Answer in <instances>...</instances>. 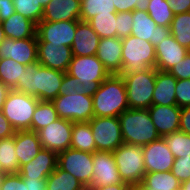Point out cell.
Returning <instances> with one entry per match:
<instances>
[{"mask_svg": "<svg viewBox=\"0 0 190 190\" xmlns=\"http://www.w3.org/2000/svg\"><path fill=\"white\" fill-rule=\"evenodd\" d=\"M73 122L59 118L37 132L43 149L56 152L70 148Z\"/></svg>", "mask_w": 190, "mask_h": 190, "instance_id": "7c38bea8", "label": "cell"}, {"mask_svg": "<svg viewBox=\"0 0 190 190\" xmlns=\"http://www.w3.org/2000/svg\"><path fill=\"white\" fill-rule=\"evenodd\" d=\"M179 131L190 135V107L181 108Z\"/></svg>", "mask_w": 190, "mask_h": 190, "instance_id": "f907efd6", "label": "cell"}, {"mask_svg": "<svg viewBox=\"0 0 190 190\" xmlns=\"http://www.w3.org/2000/svg\"><path fill=\"white\" fill-rule=\"evenodd\" d=\"M51 0H37V2L45 8V6L50 2Z\"/></svg>", "mask_w": 190, "mask_h": 190, "instance_id": "680465c9", "label": "cell"}, {"mask_svg": "<svg viewBox=\"0 0 190 190\" xmlns=\"http://www.w3.org/2000/svg\"><path fill=\"white\" fill-rule=\"evenodd\" d=\"M123 142L144 146L160 138L147 109H127L119 115Z\"/></svg>", "mask_w": 190, "mask_h": 190, "instance_id": "3957f363", "label": "cell"}, {"mask_svg": "<svg viewBox=\"0 0 190 190\" xmlns=\"http://www.w3.org/2000/svg\"><path fill=\"white\" fill-rule=\"evenodd\" d=\"M1 25L6 38L15 40L37 38V25L20 13L15 12L8 19L1 21Z\"/></svg>", "mask_w": 190, "mask_h": 190, "instance_id": "4316f807", "label": "cell"}, {"mask_svg": "<svg viewBox=\"0 0 190 190\" xmlns=\"http://www.w3.org/2000/svg\"><path fill=\"white\" fill-rule=\"evenodd\" d=\"M66 73L78 78L84 87V94L89 96H92L110 75L96 55L73 56Z\"/></svg>", "mask_w": 190, "mask_h": 190, "instance_id": "8992f818", "label": "cell"}, {"mask_svg": "<svg viewBox=\"0 0 190 190\" xmlns=\"http://www.w3.org/2000/svg\"><path fill=\"white\" fill-rule=\"evenodd\" d=\"M80 0H51L44 8L41 22L80 21Z\"/></svg>", "mask_w": 190, "mask_h": 190, "instance_id": "603a6c76", "label": "cell"}, {"mask_svg": "<svg viewBox=\"0 0 190 190\" xmlns=\"http://www.w3.org/2000/svg\"><path fill=\"white\" fill-rule=\"evenodd\" d=\"M117 14H98L88 23L100 38L117 37Z\"/></svg>", "mask_w": 190, "mask_h": 190, "instance_id": "e575fe53", "label": "cell"}, {"mask_svg": "<svg viewBox=\"0 0 190 190\" xmlns=\"http://www.w3.org/2000/svg\"><path fill=\"white\" fill-rule=\"evenodd\" d=\"M142 147L146 173L171 171L175 158L162 137Z\"/></svg>", "mask_w": 190, "mask_h": 190, "instance_id": "e0dca14e", "label": "cell"}, {"mask_svg": "<svg viewBox=\"0 0 190 190\" xmlns=\"http://www.w3.org/2000/svg\"><path fill=\"white\" fill-rule=\"evenodd\" d=\"M177 80L190 79V53L185 55V58L178 64L168 70Z\"/></svg>", "mask_w": 190, "mask_h": 190, "instance_id": "bcb514c9", "label": "cell"}, {"mask_svg": "<svg viewBox=\"0 0 190 190\" xmlns=\"http://www.w3.org/2000/svg\"><path fill=\"white\" fill-rule=\"evenodd\" d=\"M122 182L113 153L95 151L93 153V179L89 187H104Z\"/></svg>", "mask_w": 190, "mask_h": 190, "instance_id": "5bb4252c", "label": "cell"}, {"mask_svg": "<svg viewBox=\"0 0 190 190\" xmlns=\"http://www.w3.org/2000/svg\"><path fill=\"white\" fill-rule=\"evenodd\" d=\"M156 73V68H147L128 76H121L126 87L129 109H148L152 106Z\"/></svg>", "mask_w": 190, "mask_h": 190, "instance_id": "5b68a950", "label": "cell"}, {"mask_svg": "<svg viewBox=\"0 0 190 190\" xmlns=\"http://www.w3.org/2000/svg\"><path fill=\"white\" fill-rule=\"evenodd\" d=\"M41 149L36 132L29 130L15 132V153L20 167L34 159Z\"/></svg>", "mask_w": 190, "mask_h": 190, "instance_id": "d4e9b609", "label": "cell"}, {"mask_svg": "<svg viewBox=\"0 0 190 190\" xmlns=\"http://www.w3.org/2000/svg\"><path fill=\"white\" fill-rule=\"evenodd\" d=\"M98 14H117L113 0H81V21L88 22Z\"/></svg>", "mask_w": 190, "mask_h": 190, "instance_id": "d6a6232c", "label": "cell"}, {"mask_svg": "<svg viewBox=\"0 0 190 190\" xmlns=\"http://www.w3.org/2000/svg\"><path fill=\"white\" fill-rule=\"evenodd\" d=\"M0 164L5 174L19 173V161L15 153V135L0 139Z\"/></svg>", "mask_w": 190, "mask_h": 190, "instance_id": "1f68e13d", "label": "cell"}, {"mask_svg": "<svg viewBox=\"0 0 190 190\" xmlns=\"http://www.w3.org/2000/svg\"><path fill=\"white\" fill-rule=\"evenodd\" d=\"M174 158L190 157V135L177 131L162 136Z\"/></svg>", "mask_w": 190, "mask_h": 190, "instance_id": "74e56055", "label": "cell"}, {"mask_svg": "<svg viewBox=\"0 0 190 190\" xmlns=\"http://www.w3.org/2000/svg\"><path fill=\"white\" fill-rule=\"evenodd\" d=\"M47 190H87V188L72 174L63 171L58 166L46 179Z\"/></svg>", "mask_w": 190, "mask_h": 190, "instance_id": "f546056e", "label": "cell"}, {"mask_svg": "<svg viewBox=\"0 0 190 190\" xmlns=\"http://www.w3.org/2000/svg\"><path fill=\"white\" fill-rule=\"evenodd\" d=\"M70 148L84 152L97 151L89 122H73Z\"/></svg>", "mask_w": 190, "mask_h": 190, "instance_id": "83f0119b", "label": "cell"}, {"mask_svg": "<svg viewBox=\"0 0 190 190\" xmlns=\"http://www.w3.org/2000/svg\"><path fill=\"white\" fill-rule=\"evenodd\" d=\"M58 154L51 150L41 149L34 159L19 169L22 178L47 179L57 167Z\"/></svg>", "mask_w": 190, "mask_h": 190, "instance_id": "ffe728a7", "label": "cell"}, {"mask_svg": "<svg viewBox=\"0 0 190 190\" xmlns=\"http://www.w3.org/2000/svg\"><path fill=\"white\" fill-rule=\"evenodd\" d=\"M79 21L39 22L37 42H50L58 46H72Z\"/></svg>", "mask_w": 190, "mask_h": 190, "instance_id": "4fadbf2b", "label": "cell"}, {"mask_svg": "<svg viewBox=\"0 0 190 190\" xmlns=\"http://www.w3.org/2000/svg\"><path fill=\"white\" fill-rule=\"evenodd\" d=\"M133 28L131 35L149 41L155 48L165 38L171 35V29L157 25L147 11H132Z\"/></svg>", "mask_w": 190, "mask_h": 190, "instance_id": "9a60e30c", "label": "cell"}, {"mask_svg": "<svg viewBox=\"0 0 190 190\" xmlns=\"http://www.w3.org/2000/svg\"><path fill=\"white\" fill-rule=\"evenodd\" d=\"M52 103L59 118L72 122H89L94 117L93 98L85 94L59 95Z\"/></svg>", "mask_w": 190, "mask_h": 190, "instance_id": "9c48e42d", "label": "cell"}, {"mask_svg": "<svg viewBox=\"0 0 190 190\" xmlns=\"http://www.w3.org/2000/svg\"><path fill=\"white\" fill-rule=\"evenodd\" d=\"M177 79L168 71L157 70L152 105H176Z\"/></svg>", "mask_w": 190, "mask_h": 190, "instance_id": "484cf974", "label": "cell"}, {"mask_svg": "<svg viewBox=\"0 0 190 190\" xmlns=\"http://www.w3.org/2000/svg\"><path fill=\"white\" fill-rule=\"evenodd\" d=\"M84 94V87L80 84V80L78 78L72 77L65 72L64 78L62 80L60 86V95H76V94Z\"/></svg>", "mask_w": 190, "mask_h": 190, "instance_id": "ee69618b", "label": "cell"}, {"mask_svg": "<svg viewBox=\"0 0 190 190\" xmlns=\"http://www.w3.org/2000/svg\"><path fill=\"white\" fill-rule=\"evenodd\" d=\"M175 94L178 107H190V79L177 80Z\"/></svg>", "mask_w": 190, "mask_h": 190, "instance_id": "ab89813d", "label": "cell"}, {"mask_svg": "<svg viewBox=\"0 0 190 190\" xmlns=\"http://www.w3.org/2000/svg\"><path fill=\"white\" fill-rule=\"evenodd\" d=\"M147 13L159 26L170 28L174 13L166 0H150Z\"/></svg>", "mask_w": 190, "mask_h": 190, "instance_id": "8d00e7d4", "label": "cell"}, {"mask_svg": "<svg viewBox=\"0 0 190 190\" xmlns=\"http://www.w3.org/2000/svg\"><path fill=\"white\" fill-rule=\"evenodd\" d=\"M128 190H145L141 185L130 186Z\"/></svg>", "mask_w": 190, "mask_h": 190, "instance_id": "6f0895ef", "label": "cell"}, {"mask_svg": "<svg viewBox=\"0 0 190 190\" xmlns=\"http://www.w3.org/2000/svg\"><path fill=\"white\" fill-rule=\"evenodd\" d=\"M25 71V65L15 62L13 59H0V81L11 90L18 85Z\"/></svg>", "mask_w": 190, "mask_h": 190, "instance_id": "836d02e7", "label": "cell"}, {"mask_svg": "<svg viewBox=\"0 0 190 190\" xmlns=\"http://www.w3.org/2000/svg\"><path fill=\"white\" fill-rule=\"evenodd\" d=\"M174 14L190 12V0H166Z\"/></svg>", "mask_w": 190, "mask_h": 190, "instance_id": "c3c4849f", "label": "cell"}, {"mask_svg": "<svg viewBox=\"0 0 190 190\" xmlns=\"http://www.w3.org/2000/svg\"><path fill=\"white\" fill-rule=\"evenodd\" d=\"M145 190H180L181 182L171 171L145 173L140 184Z\"/></svg>", "mask_w": 190, "mask_h": 190, "instance_id": "f1b7e54d", "label": "cell"}, {"mask_svg": "<svg viewBox=\"0 0 190 190\" xmlns=\"http://www.w3.org/2000/svg\"><path fill=\"white\" fill-rule=\"evenodd\" d=\"M38 62L47 68L67 72L72 60L69 46H58L50 42H37Z\"/></svg>", "mask_w": 190, "mask_h": 190, "instance_id": "ac0fdd59", "label": "cell"}, {"mask_svg": "<svg viewBox=\"0 0 190 190\" xmlns=\"http://www.w3.org/2000/svg\"><path fill=\"white\" fill-rule=\"evenodd\" d=\"M38 102V98L13 89L9 92L1 112L16 131L30 130Z\"/></svg>", "mask_w": 190, "mask_h": 190, "instance_id": "ba28073f", "label": "cell"}, {"mask_svg": "<svg viewBox=\"0 0 190 190\" xmlns=\"http://www.w3.org/2000/svg\"><path fill=\"white\" fill-rule=\"evenodd\" d=\"M5 38L6 37H5L4 31H3V27L0 24V44L4 41Z\"/></svg>", "mask_w": 190, "mask_h": 190, "instance_id": "9f6ffc18", "label": "cell"}, {"mask_svg": "<svg viewBox=\"0 0 190 190\" xmlns=\"http://www.w3.org/2000/svg\"><path fill=\"white\" fill-rule=\"evenodd\" d=\"M26 184V190H47L46 179L22 178Z\"/></svg>", "mask_w": 190, "mask_h": 190, "instance_id": "816d5d0a", "label": "cell"}, {"mask_svg": "<svg viewBox=\"0 0 190 190\" xmlns=\"http://www.w3.org/2000/svg\"><path fill=\"white\" fill-rule=\"evenodd\" d=\"M13 59L24 65L38 61L37 38H5L0 44V59Z\"/></svg>", "mask_w": 190, "mask_h": 190, "instance_id": "2e32d148", "label": "cell"}, {"mask_svg": "<svg viewBox=\"0 0 190 190\" xmlns=\"http://www.w3.org/2000/svg\"><path fill=\"white\" fill-rule=\"evenodd\" d=\"M170 29L175 40L188 49L190 46V12L175 14Z\"/></svg>", "mask_w": 190, "mask_h": 190, "instance_id": "d590c367", "label": "cell"}, {"mask_svg": "<svg viewBox=\"0 0 190 190\" xmlns=\"http://www.w3.org/2000/svg\"><path fill=\"white\" fill-rule=\"evenodd\" d=\"M13 4L15 12L33 21L36 25L41 22L44 8L37 0H13Z\"/></svg>", "mask_w": 190, "mask_h": 190, "instance_id": "f35d334b", "label": "cell"}, {"mask_svg": "<svg viewBox=\"0 0 190 190\" xmlns=\"http://www.w3.org/2000/svg\"><path fill=\"white\" fill-rule=\"evenodd\" d=\"M147 110L160 137L179 131L181 108L177 105H152Z\"/></svg>", "mask_w": 190, "mask_h": 190, "instance_id": "d6986e66", "label": "cell"}, {"mask_svg": "<svg viewBox=\"0 0 190 190\" xmlns=\"http://www.w3.org/2000/svg\"><path fill=\"white\" fill-rule=\"evenodd\" d=\"M112 153L121 180L130 186L140 185L146 173L143 147L123 143Z\"/></svg>", "mask_w": 190, "mask_h": 190, "instance_id": "52a82bcc", "label": "cell"}, {"mask_svg": "<svg viewBox=\"0 0 190 190\" xmlns=\"http://www.w3.org/2000/svg\"><path fill=\"white\" fill-rule=\"evenodd\" d=\"M65 72L42 66L38 61L25 65V71L14 90L42 101H53L60 95Z\"/></svg>", "mask_w": 190, "mask_h": 190, "instance_id": "6da1fadb", "label": "cell"}, {"mask_svg": "<svg viewBox=\"0 0 190 190\" xmlns=\"http://www.w3.org/2000/svg\"><path fill=\"white\" fill-rule=\"evenodd\" d=\"M57 119H59V116L52 101L39 100L32 116L31 129L29 131L37 133Z\"/></svg>", "mask_w": 190, "mask_h": 190, "instance_id": "4dcf8cb0", "label": "cell"}, {"mask_svg": "<svg viewBox=\"0 0 190 190\" xmlns=\"http://www.w3.org/2000/svg\"><path fill=\"white\" fill-rule=\"evenodd\" d=\"M15 13L13 0H0V21H4Z\"/></svg>", "mask_w": 190, "mask_h": 190, "instance_id": "681fc988", "label": "cell"}, {"mask_svg": "<svg viewBox=\"0 0 190 190\" xmlns=\"http://www.w3.org/2000/svg\"><path fill=\"white\" fill-rule=\"evenodd\" d=\"M180 190H190V179L188 181L181 183Z\"/></svg>", "mask_w": 190, "mask_h": 190, "instance_id": "11a10c76", "label": "cell"}, {"mask_svg": "<svg viewBox=\"0 0 190 190\" xmlns=\"http://www.w3.org/2000/svg\"><path fill=\"white\" fill-rule=\"evenodd\" d=\"M96 57L105 69L112 74H120L122 70V39L118 37L100 38Z\"/></svg>", "mask_w": 190, "mask_h": 190, "instance_id": "44dd1931", "label": "cell"}, {"mask_svg": "<svg viewBox=\"0 0 190 190\" xmlns=\"http://www.w3.org/2000/svg\"><path fill=\"white\" fill-rule=\"evenodd\" d=\"M57 166L75 176L87 188L93 179V153L68 148L58 153Z\"/></svg>", "mask_w": 190, "mask_h": 190, "instance_id": "30bf717a", "label": "cell"}, {"mask_svg": "<svg viewBox=\"0 0 190 190\" xmlns=\"http://www.w3.org/2000/svg\"><path fill=\"white\" fill-rule=\"evenodd\" d=\"M155 47L134 35L122 38L121 76H128L147 68H155Z\"/></svg>", "mask_w": 190, "mask_h": 190, "instance_id": "277c9868", "label": "cell"}, {"mask_svg": "<svg viewBox=\"0 0 190 190\" xmlns=\"http://www.w3.org/2000/svg\"><path fill=\"white\" fill-rule=\"evenodd\" d=\"M92 98L94 117H119L129 109L124 79L120 74L109 75Z\"/></svg>", "mask_w": 190, "mask_h": 190, "instance_id": "7a4b0ae2", "label": "cell"}, {"mask_svg": "<svg viewBox=\"0 0 190 190\" xmlns=\"http://www.w3.org/2000/svg\"><path fill=\"white\" fill-rule=\"evenodd\" d=\"M11 89L7 87L3 82L0 81V111H2L4 102Z\"/></svg>", "mask_w": 190, "mask_h": 190, "instance_id": "db71d44e", "label": "cell"}, {"mask_svg": "<svg viewBox=\"0 0 190 190\" xmlns=\"http://www.w3.org/2000/svg\"><path fill=\"white\" fill-rule=\"evenodd\" d=\"M171 172L181 183L190 179V157L175 158Z\"/></svg>", "mask_w": 190, "mask_h": 190, "instance_id": "60d3db41", "label": "cell"}, {"mask_svg": "<svg viewBox=\"0 0 190 190\" xmlns=\"http://www.w3.org/2000/svg\"><path fill=\"white\" fill-rule=\"evenodd\" d=\"M130 185L122 182L121 184L108 185L104 187H87V190H128Z\"/></svg>", "mask_w": 190, "mask_h": 190, "instance_id": "f5cc1de1", "label": "cell"}, {"mask_svg": "<svg viewBox=\"0 0 190 190\" xmlns=\"http://www.w3.org/2000/svg\"><path fill=\"white\" fill-rule=\"evenodd\" d=\"M16 130L9 123L8 119L0 111V139L9 138L15 135Z\"/></svg>", "mask_w": 190, "mask_h": 190, "instance_id": "7dc6e473", "label": "cell"}, {"mask_svg": "<svg viewBox=\"0 0 190 190\" xmlns=\"http://www.w3.org/2000/svg\"><path fill=\"white\" fill-rule=\"evenodd\" d=\"M150 0H113L117 13L134 10L147 11Z\"/></svg>", "mask_w": 190, "mask_h": 190, "instance_id": "7bdbcfd3", "label": "cell"}, {"mask_svg": "<svg viewBox=\"0 0 190 190\" xmlns=\"http://www.w3.org/2000/svg\"><path fill=\"white\" fill-rule=\"evenodd\" d=\"M117 37L125 38L131 35L133 26L132 11L117 13Z\"/></svg>", "mask_w": 190, "mask_h": 190, "instance_id": "b9f144b4", "label": "cell"}, {"mask_svg": "<svg viewBox=\"0 0 190 190\" xmlns=\"http://www.w3.org/2000/svg\"><path fill=\"white\" fill-rule=\"evenodd\" d=\"M5 175L3 169L1 168V164H0V177H3Z\"/></svg>", "mask_w": 190, "mask_h": 190, "instance_id": "91938a15", "label": "cell"}, {"mask_svg": "<svg viewBox=\"0 0 190 190\" xmlns=\"http://www.w3.org/2000/svg\"><path fill=\"white\" fill-rule=\"evenodd\" d=\"M100 37L94 32L91 25L85 21H79L76 27L75 37L71 46L73 56L96 55Z\"/></svg>", "mask_w": 190, "mask_h": 190, "instance_id": "cb8c5ba5", "label": "cell"}, {"mask_svg": "<svg viewBox=\"0 0 190 190\" xmlns=\"http://www.w3.org/2000/svg\"><path fill=\"white\" fill-rule=\"evenodd\" d=\"M0 190H26V184L18 173L5 174L2 177Z\"/></svg>", "mask_w": 190, "mask_h": 190, "instance_id": "f6af8a7d", "label": "cell"}, {"mask_svg": "<svg viewBox=\"0 0 190 190\" xmlns=\"http://www.w3.org/2000/svg\"><path fill=\"white\" fill-rule=\"evenodd\" d=\"M97 151H115L124 142L119 117H93L89 121Z\"/></svg>", "mask_w": 190, "mask_h": 190, "instance_id": "8fae6325", "label": "cell"}, {"mask_svg": "<svg viewBox=\"0 0 190 190\" xmlns=\"http://www.w3.org/2000/svg\"><path fill=\"white\" fill-rule=\"evenodd\" d=\"M155 50V68L160 71H168L182 61L188 53V49L181 46L172 35L159 43Z\"/></svg>", "mask_w": 190, "mask_h": 190, "instance_id": "7402d4cb", "label": "cell"}]
</instances>
